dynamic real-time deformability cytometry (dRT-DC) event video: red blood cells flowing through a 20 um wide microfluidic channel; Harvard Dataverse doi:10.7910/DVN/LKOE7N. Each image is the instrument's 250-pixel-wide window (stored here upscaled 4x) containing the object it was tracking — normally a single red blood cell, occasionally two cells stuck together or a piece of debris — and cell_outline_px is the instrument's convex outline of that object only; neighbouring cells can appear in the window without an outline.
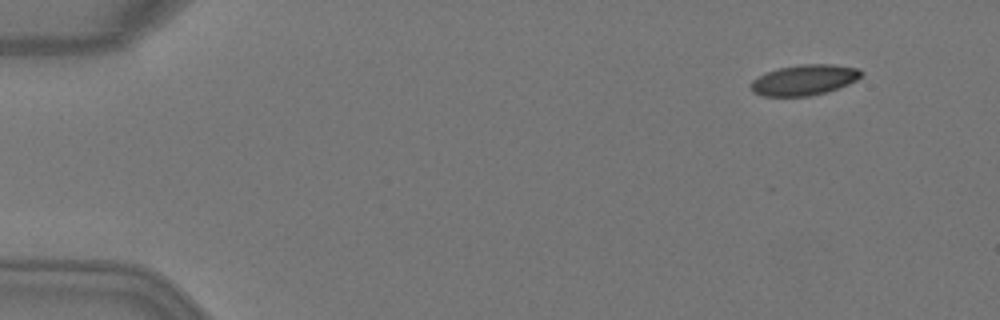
{"species": "Egyptian fruit bat (a non-hibernating species)", "species_latin": "Rousettus aegyptiacus", "temperature_condition": "warm", "stored_images_in_passage": 4, "camera_frame_rate_fps": 3000, "um_per_image_px": 0.085, "animal": {"sex": "female"}, "frame": {"image": 1, "passage_image": 2, "time_ms": 0.333, "image_size_px": [1000, 320], "cell_outline_px": [[864, 72], [856, 80], [848, 84], [824, 92], [808, 96], [764, 96], [752, 92], [748, 84], [752, 80], [764, 72], [780, 68], [800, 64], [832, 64], [860, 68]], "centroid_in_image_um": [68.32, 6.78], "position_along_channel_um": 16.7, "area_um2": 19.71}}